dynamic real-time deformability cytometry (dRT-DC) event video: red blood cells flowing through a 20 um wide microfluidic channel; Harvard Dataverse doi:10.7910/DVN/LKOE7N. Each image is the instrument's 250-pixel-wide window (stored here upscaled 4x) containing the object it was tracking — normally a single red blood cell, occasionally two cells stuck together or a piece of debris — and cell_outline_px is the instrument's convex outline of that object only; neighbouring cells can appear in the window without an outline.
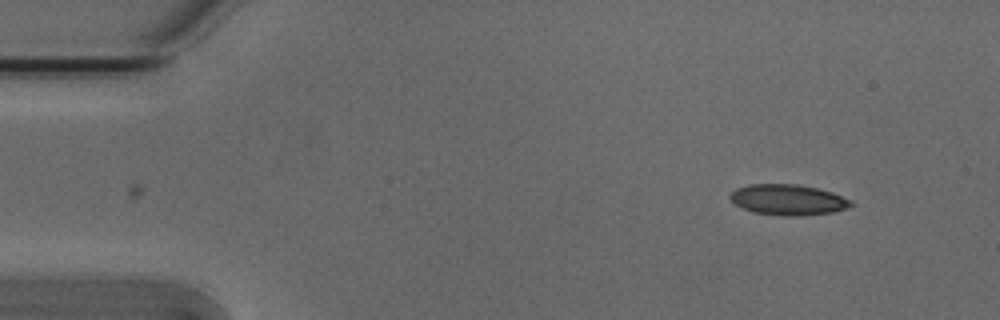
{"species": "Egyptian fruit bat (a non-hibernating species)", "species_latin": "Rousettus aegyptiacus", "temperature_condition": "cold", "stored_images_in_passage": 3, "camera_frame_rate_fps": 3000, "um_per_image_px": 0.085, "animal": {"sex": "male"}, "frame": {"image": 1, "passage_image": 3, "time_ms": 0.667, "image_size_px": [1000, 320], "cell_outline_px": [[856, 204], [848, 208], [832, 212], [800, 216], [788, 216], [756, 212], [744, 208], [736, 204], [728, 196], [736, 188], [748, 184], [796, 184], [816, 188], [832, 192], [852, 200]], "centroid_in_image_um": [67.03, 16.97], "position_along_channel_um": 18.0, "area_um2": 21.5}}